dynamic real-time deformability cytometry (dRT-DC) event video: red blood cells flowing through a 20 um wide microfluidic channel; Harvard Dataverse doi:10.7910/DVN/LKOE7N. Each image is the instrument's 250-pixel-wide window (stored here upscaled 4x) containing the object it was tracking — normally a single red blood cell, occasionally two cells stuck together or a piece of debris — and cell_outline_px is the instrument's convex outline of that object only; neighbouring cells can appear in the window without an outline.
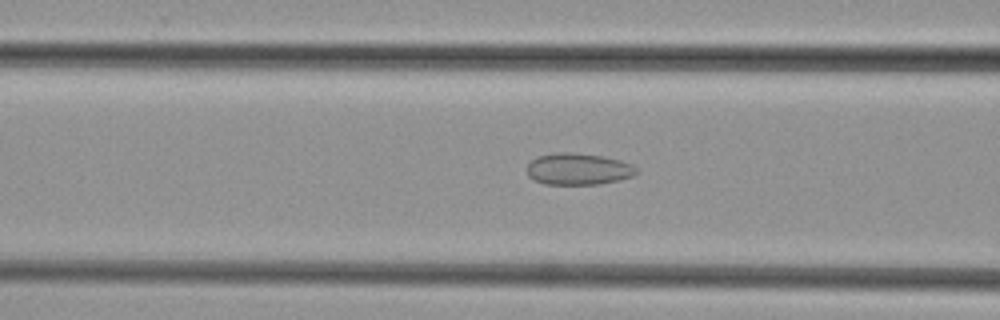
{"species": "common noctule bat (a hibernating species)", "species_latin": "Nyctalus noctula", "temperature_condition": "cold", "stored_images_in_passage": 40, "camera_frame_rate_fps": 3000, "um_per_image_px": 0.085, "animal": {"sex": "female", "body_mass_g": 29.2, "forearm_length_mm": 56.3}, "frame": {"image": 1, "passage_image": 11, "time_ms": 3.333, "image_size_px": [1000, 320], "cell_outline_px": [[636, 172], [632, 176], [620, 180], [600, 184], [544, 184], [528, 176], [528, 164], [536, 156], [556, 152], [572, 152], [604, 156], [620, 160], [632, 164], [636, 168]], "centroid_in_image_um": [49.15, 14.36], "position_along_channel_um": 117.5, "area_um2": 20.23}}
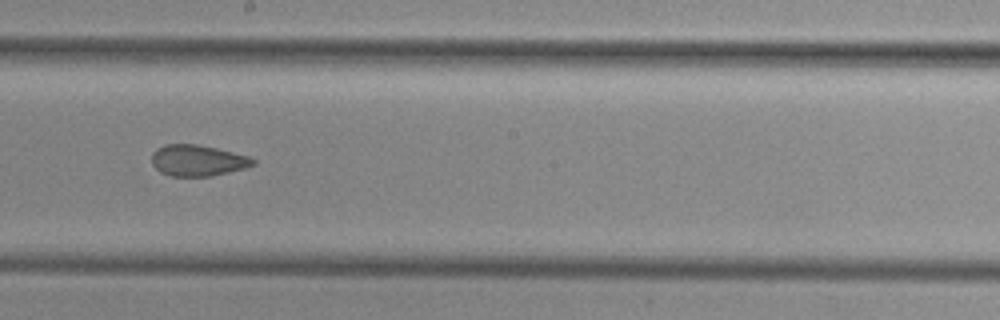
{"frame": {"image": 2, "passage_image": 19, "time_ms": 6.0, "image_size_px": [1000, 320], "cell_outline_px": [[256, 164], [244, 168], [212, 176], [172, 176], [160, 172], [152, 164], [152, 152], [156, 148], [164, 144], [196, 144], [216, 148], [248, 156], [256, 160]], "centroid_in_image_um": [16.78, 13.63], "position_along_channel_um": 231.4, "area_um2": 18.38}}
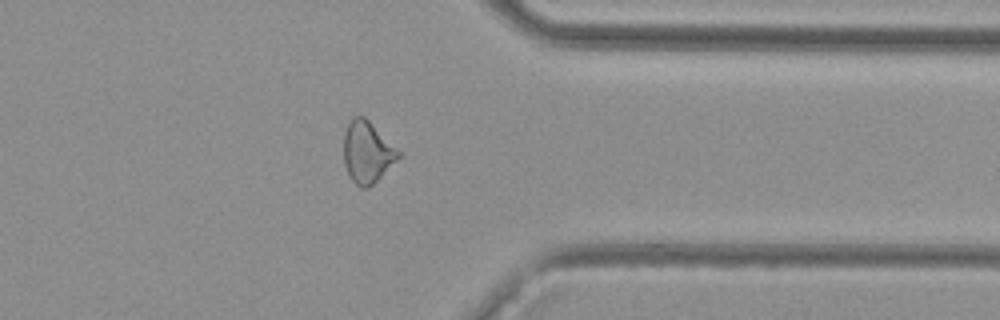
{"frame": {"image": 3, "passage_image": 30, "time_ms": 9.667, "image_size_px": [1000, 320], "cell_outline_px": [[400, 156], [368, 188], [360, 188], [352, 180], [344, 164], [344, 132], [352, 116], [364, 116], [400, 152]], "centroid_in_image_um": [31.17, 12.92], "position_along_channel_um": 380.2, "area_um2": 19.13}}